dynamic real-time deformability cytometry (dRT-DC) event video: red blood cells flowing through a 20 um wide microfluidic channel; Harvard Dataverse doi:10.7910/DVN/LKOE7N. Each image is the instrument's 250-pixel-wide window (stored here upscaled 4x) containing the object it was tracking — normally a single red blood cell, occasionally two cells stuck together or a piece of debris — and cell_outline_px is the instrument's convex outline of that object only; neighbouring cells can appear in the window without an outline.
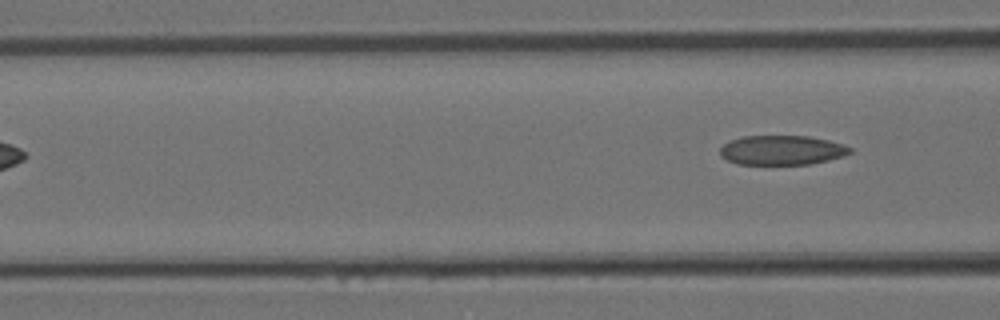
{"species": "Egyptian fruit bat (a non-hibernating species)", "species_latin": "Rousettus aegyptiacus", "temperature_condition": "room temperature", "stored_images_in_passage": 4, "camera_frame_rate_fps": 3000, "um_per_image_px": 0.085, "animal": {"sex": "female"}, "frame": {"image": 1, "passage_image": 4, "time_ms": 1.0, "image_size_px": [1000, 320], "cell_outline_px": [[852, 152], [844, 156], [812, 164], [736, 164], [720, 156], [720, 148], [728, 140], [744, 136], [808, 136], [828, 140], [844, 144], [852, 148]], "centroid_in_image_um": [66.46, 12.76], "position_along_channel_um": 100.1, "area_um2": 22.48}}